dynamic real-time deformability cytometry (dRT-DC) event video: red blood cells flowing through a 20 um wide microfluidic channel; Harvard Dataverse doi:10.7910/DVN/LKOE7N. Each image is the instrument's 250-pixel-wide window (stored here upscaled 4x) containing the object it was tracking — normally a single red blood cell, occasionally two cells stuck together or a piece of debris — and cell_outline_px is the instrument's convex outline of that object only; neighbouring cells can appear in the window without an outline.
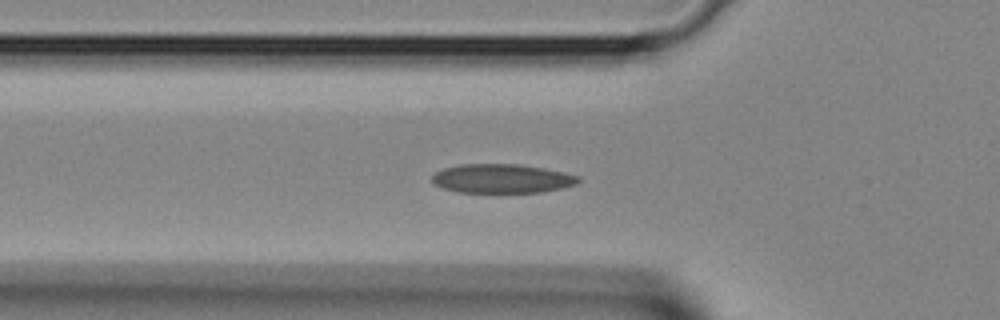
{"species": "Egyptian fruit bat (a non-hibernating species)", "species_latin": "Rousettus aegyptiacus", "temperature_condition": "room temperature", "stored_images_in_passage": 28, "camera_frame_rate_fps": 3000, "um_per_image_px": 0.085, "animal": {"sex": "female"}, "frame": {"image": 1, "passage_image": 4, "time_ms": 1.0, "image_size_px": [1000, 320], "cell_outline_px": [[580, 180], [576, 184], [560, 188], [540, 192], [496, 196], [456, 192], [432, 184], [432, 176], [436, 172], [444, 168], [460, 164], [516, 164], [544, 168], [564, 172], [580, 176]], "centroid_in_image_um": [42.63, 15.23], "position_along_channel_um": 83.2, "area_um2": 25.89}}
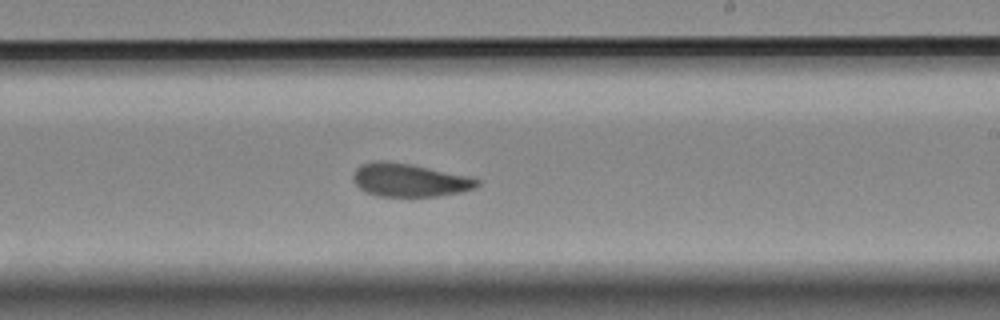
{"frame": {"image": 2, "passage_image": 14, "time_ms": 4.333, "image_size_px": [1000, 320], "cell_outline_px": [[480, 184], [476, 188], [460, 192], [436, 196], [380, 196], [368, 192], [360, 188], [352, 180], [352, 176], [356, 168], [360, 164], [376, 160], [384, 160], [412, 164], [472, 176], [480, 180]], "centroid_in_image_um": [34.83, 15.29], "position_along_channel_um": 254.2, "area_um2": 24.22}}
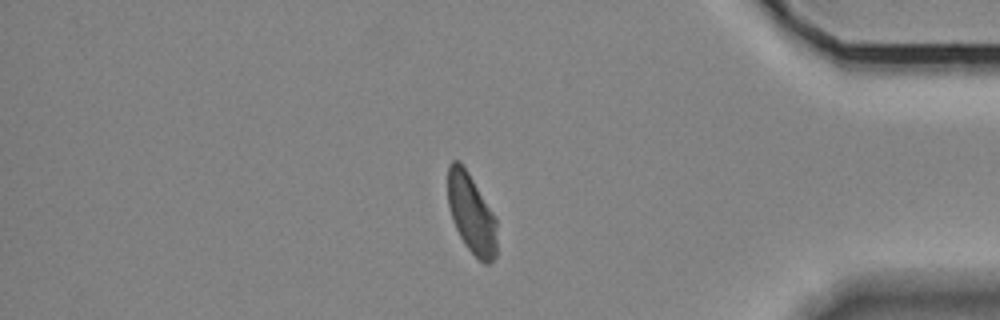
{"frame": {"image": 3, "passage_image": 24, "time_ms": 7.667, "image_size_px": [1000, 320], "cell_outline_px": [[496, 256], [488, 264], [484, 264], [464, 244], [452, 220], [448, 204], [448, 164], [452, 160], [460, 160], [468, 172], [496, 216]], "centroid_in_image_um": [40.06, 18.13], "position_along_channel_um": 395.1, "area_um2": 22.83}}